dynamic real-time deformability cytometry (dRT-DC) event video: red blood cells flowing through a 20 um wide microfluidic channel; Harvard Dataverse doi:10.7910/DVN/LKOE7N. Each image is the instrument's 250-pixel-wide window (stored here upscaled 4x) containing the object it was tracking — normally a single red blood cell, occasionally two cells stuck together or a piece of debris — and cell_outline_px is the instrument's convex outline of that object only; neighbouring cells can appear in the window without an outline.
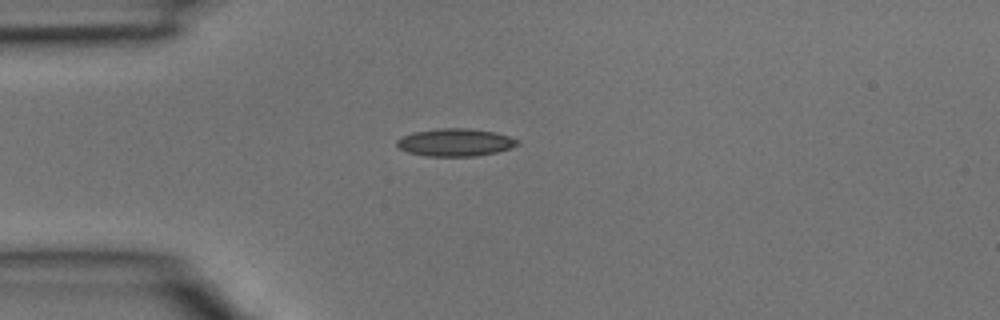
{"species": "common noctule bat (a hibernating species)", "species_latin": "Nyctalus noctula", "temperature_condition": "room temperature", "stored_images_in_passage": 2, "camera_frame_rate_fps": 3000, "um_per_image_px": 0.085, "animal": {"sex": "male", "body_mass_g": 15.6}, "frame": {"image": 1, "passage_image": 1, "time_ms": 0.0, "image_size_px": [1000, 320], "cell_outline_px": [[520, 144], [496, 152], [476, 156], [428, 156], [408, 152], [400, 148], [396, 144], [396, 140], [412, 132], [440, 128], [468, 128], [496, 132], [520, 140]], "centroid_in_image_um": [38.71, 12.09], "position_along_channel_um": 46.3, "area_um2": 19.36}}
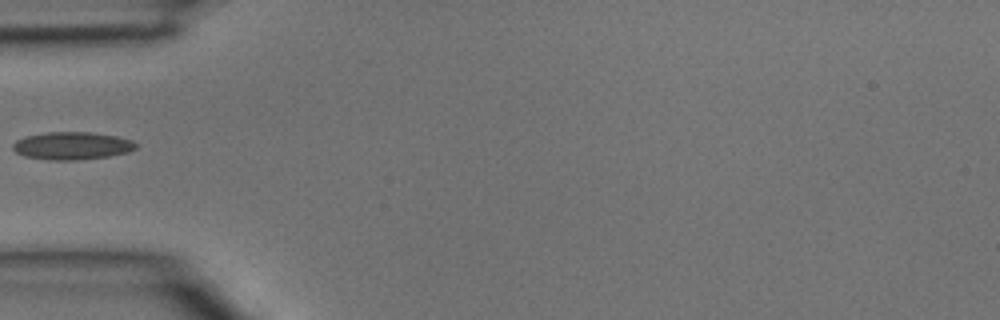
{"frame": {"image": 2, "passage_image": 2, "time_ms": 0.333, "image_size_px": [1000, 320], "cell_outline_px": [[140, 144], [136, 148], [128, 152], [108, 156], [76, 160], [52, 160], [24, 156], [16, 152], [12, 148], [12, 144], [16, 140], [24, 136], [44, 132], [92, 132], [116, 136], [132, 140]], "centroid_in_image_um": [6.12, 12.38], "position_along_channel_um": 78.9, "area_um2": 20.0}}